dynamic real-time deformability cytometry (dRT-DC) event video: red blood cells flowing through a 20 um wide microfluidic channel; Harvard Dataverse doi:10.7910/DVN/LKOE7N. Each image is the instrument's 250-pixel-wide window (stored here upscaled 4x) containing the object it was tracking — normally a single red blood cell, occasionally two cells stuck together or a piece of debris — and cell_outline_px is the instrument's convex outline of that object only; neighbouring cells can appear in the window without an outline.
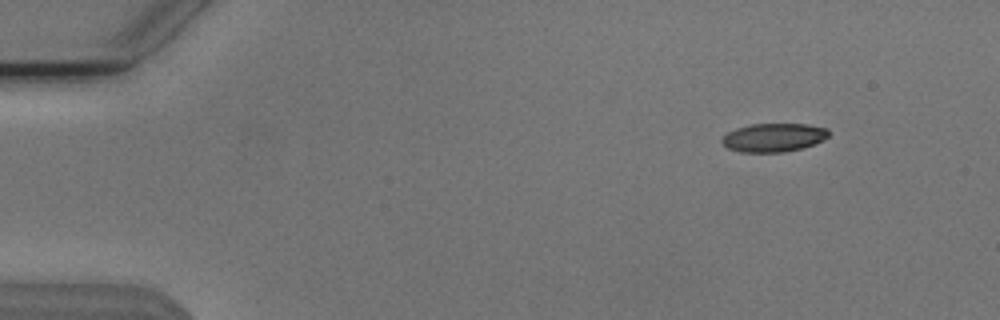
{"species": "Egyptian fruit bat (a non-hibernating species)", "species_latin": "Rousettus aegyptiacus", "temperature_condition": "cold", "stored_images_in_passage": 11, "camera_frame_rate_fps": 3000, "um_per_image_px": 0.085, "animal": {"sex": "male"}, "frame": {"image": 1, "passage_image": 1, "time_ms": 0.0, "image_size_px": [1000, 320], "cell_outline_px": [[828, 136], [824, 140], [800, 148], [784, 152], [740, 152], [728, 148], [720, 140], [728, 132], [736, 128], [752, 124], [808, 124], [828, 128]], "centroid_in_image_um": [65.76, 11.68], "position_along_channel_um": 19.2, "area_um2": 17.63}}